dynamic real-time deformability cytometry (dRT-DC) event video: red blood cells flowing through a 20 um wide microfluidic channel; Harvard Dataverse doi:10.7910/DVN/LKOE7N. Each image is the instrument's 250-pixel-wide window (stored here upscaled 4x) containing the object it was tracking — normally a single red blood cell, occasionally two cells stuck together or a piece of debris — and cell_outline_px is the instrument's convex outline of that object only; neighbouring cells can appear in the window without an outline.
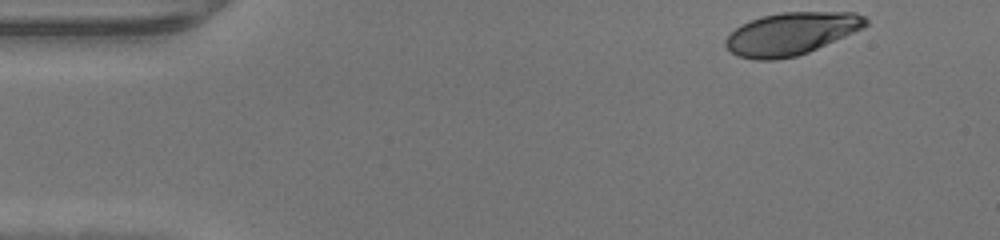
{"species": "human", "species_latin": "Homo sapiens", "temperature_condition": "warm", "stored_images_in_passage": 44, "camera_frame_rate_fps": 3000, "um_per_image_px": 0.085, "donor": {"sex": "male"}, "frame": {"image": 1, "passage_image": 1, "time_ms": 0.0, "image_size_px": [1000, 240], "cell_outline_px": [[868, 24], [864, 28], [808, 52], [796, 56], [776, 60], [756, 60], [736, 56], [724, 44], [724, 40], [740, 24], [764, 16], [784, 12], [856, 12], [864, 16], [868, 20]], "centroid_in_image_um": [67.26, 2.87], "position_along_channel_um": 17.7, "area_um2": 34.62}}
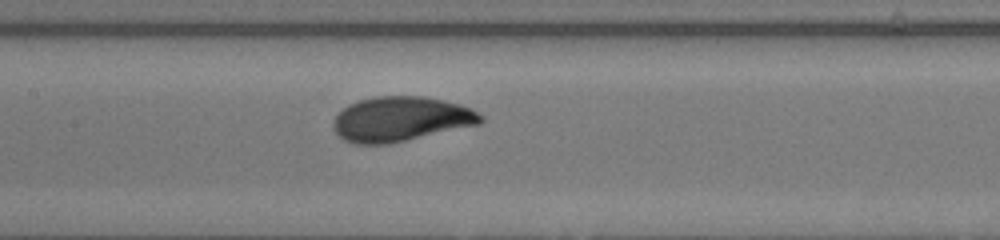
{"frame": {"image": 2, "passage_image": 19, "time_ms": 6.0, "image_size_px": [1000, 240], "cell_outline_px": [[484, 120], [480, 124], [388, 144], [352, 144], [344, 140], [332, 128], [332, 120], [348, 104], [360, 100], [376, 96], [424, 96], [460, 104], [472, 108], [484, 116]], "centroid_in_image_um": [34.07, 10.12], "position_along_channel_um": 173.3, "area_um2": 38.55}}
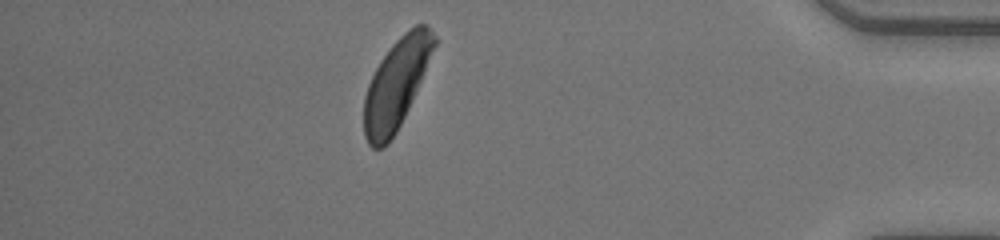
{"frame": {"image": 3, "passage_image": 38, "time_ms": 12.333, "image_size_px": [1000, 240], "cell_outline_px": [[436, 44], [408, 108], [396, 132], [388, 144], [380, 148], [372, 148], [368, 144], [364, 136], [364, 96], [368, 84], [380, 60], [392, 44], [404, 32], [416, 24], [424, 24], [436, 36]], "centroid_in_image_um": [33.65, 7.14], "position_along_channel_um": 401.5, "area_um2": 35.95}}